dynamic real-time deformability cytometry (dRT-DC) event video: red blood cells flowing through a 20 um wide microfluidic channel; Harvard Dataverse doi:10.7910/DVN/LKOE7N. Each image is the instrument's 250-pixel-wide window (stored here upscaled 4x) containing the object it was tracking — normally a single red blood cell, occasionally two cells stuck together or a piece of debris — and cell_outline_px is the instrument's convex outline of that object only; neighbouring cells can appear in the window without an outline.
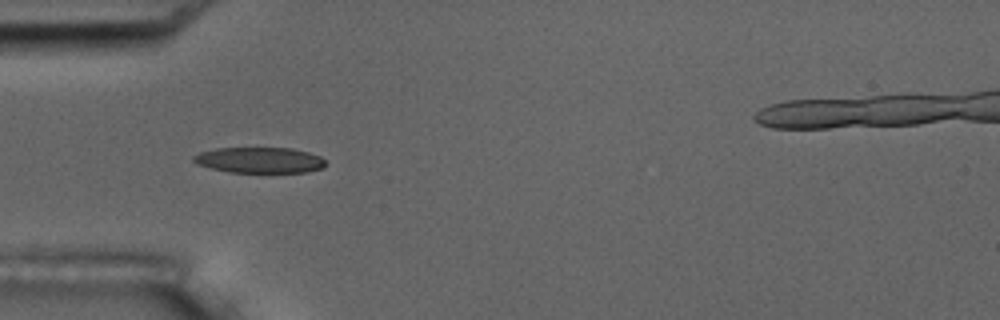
{"species": "common noctule bat (a hibernating species)", "species_latin": "Nyctalus noctula", "temperature_condition": "room temperature", "stored_images_in_passage": 16, "camera_frame_rate_fps": 3000, "um_per_image_px": 0.085, "animal": {"sex": "male", "body_mass_g": 17.5, "forearm_length_mm": 52.3}, "frame": {"image": 1, "passage_image": 5, "time_ms": 5.333, "image_size_px": [1000, 320], "cell_outline_px": [[324, 168], [304, 172], [228, 172], [196, 164], [192, 160], [192, 156], [200, 152], [216, 148], [292, 148], [308, 152], [320, 156], [324, 160]], "centroid_in_image_um": [22.03, 13.6], "position_along_channel_um": 63.0, "area_um2": 19.77}, "authors_computed_cell_mechanics": {"area_um2": 20.7791, "velocity_mm_per_s": 3.6184, "shape_relaxation_time_tau1_ms": 3.9851, "shape_relaxation_time_tau2_ms": 1.834, "deformation_change_tau1": 0.1276, "deformation_change_tau2": 0.0688}}